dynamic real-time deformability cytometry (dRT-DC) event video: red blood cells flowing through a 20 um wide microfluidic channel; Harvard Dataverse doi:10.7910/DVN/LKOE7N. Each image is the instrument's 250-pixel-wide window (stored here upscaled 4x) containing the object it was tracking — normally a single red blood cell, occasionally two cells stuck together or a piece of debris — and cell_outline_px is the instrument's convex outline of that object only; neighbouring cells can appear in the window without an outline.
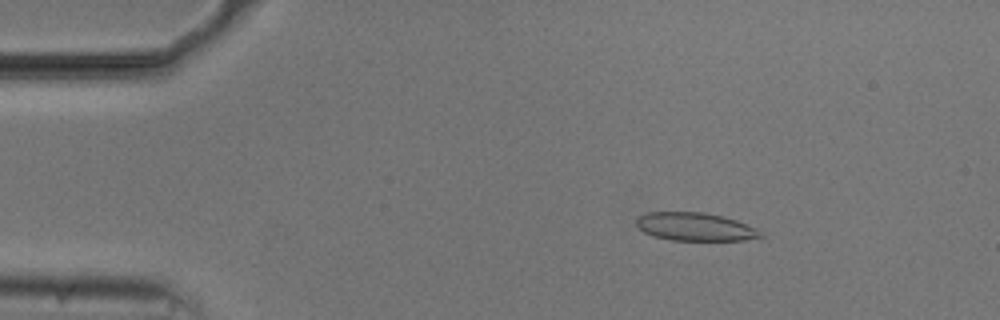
{"species": "common noctule bat (a hibernating species)", "species_latin": "Nyctalus noctula", "temperature_condition": "cold", "stored_images_in_passage": 54, "camera_frame_rate_fps": 3000, "um_per_image_px": 0.085, "animal": {"sex": "male", "body_mass_g": 20.5, "forearm_length_mm": 52.5}, "frame": {"image": 1, "passage_image": 8, "time_ms": 2.333, "image_size_px": [1000, 320], "cell_outline_px": [[764, 236], [744, 240], [672, 240], [652, 236], [644, 232], [636, 224], [636, 220], [640, 216], [648, 212], [704, 212], [736, 220], [756, 228]], "centroid_in_image_um": [59.07, 19.27], "position_along_channel_um": 25.9, "area_um2": 20.17}}
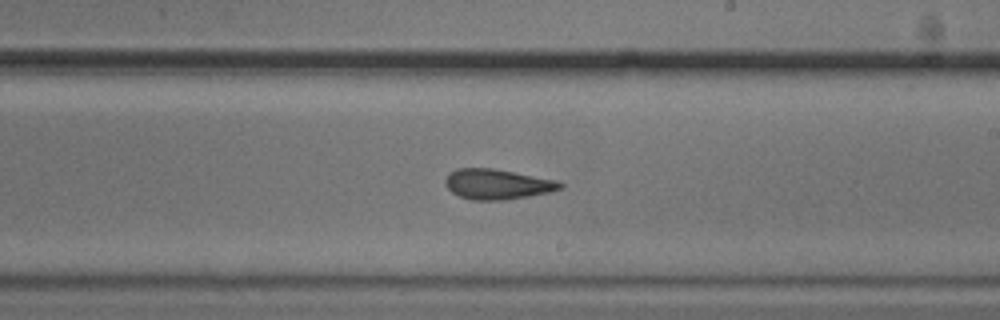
{"frame": {"image": 2, "passage_image": 31, "time_ms": 10.0, "image_size_px": [1000, 320], "cell_outline_px": [[564, 184], [560, 188], [548, 192], [528, 196], [504, 200], [472, 200], [460, 196], [452, 192], [444, 184], [444, 180], [448, 172], [456, 168], [492, 168], [556, 180]], "centroid_in_image_um": [42.2, 15.65], "position_along_channel_um": 246.8, "area_um2": 20.11}}
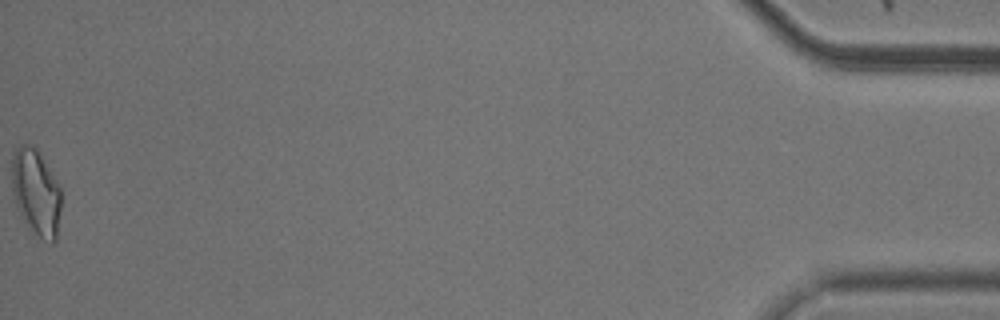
{"frame": {"image": 3, "passage_image": 54, "time_ms": 17.667, "image_size_px": [1000, 320], "cell_outline_px": [[60, 208], [56, 240], [52, 244], [40, 236], [24, 220], [16, 204], [12, 192], [12, 152], [20, 144], [32, 144], [36, 148], [56, 180], [60, 188]], "centroid_in_image_um": [3.04, 16.29], "position_along_channel_um": 432.2, "area_um2": 24.33}, "authors_computed_cell_mechanics": {"area_um2": 20.4612, "velocity_mm_per_s": 3.7125, "shape_relaxation_time_tau1_ms": 3.2084, "shape_relaxation_time_tau2_ms": 1.94, "deformation_change_tau1": 0.1295, "deformation_change_tau2": 0.1049}}